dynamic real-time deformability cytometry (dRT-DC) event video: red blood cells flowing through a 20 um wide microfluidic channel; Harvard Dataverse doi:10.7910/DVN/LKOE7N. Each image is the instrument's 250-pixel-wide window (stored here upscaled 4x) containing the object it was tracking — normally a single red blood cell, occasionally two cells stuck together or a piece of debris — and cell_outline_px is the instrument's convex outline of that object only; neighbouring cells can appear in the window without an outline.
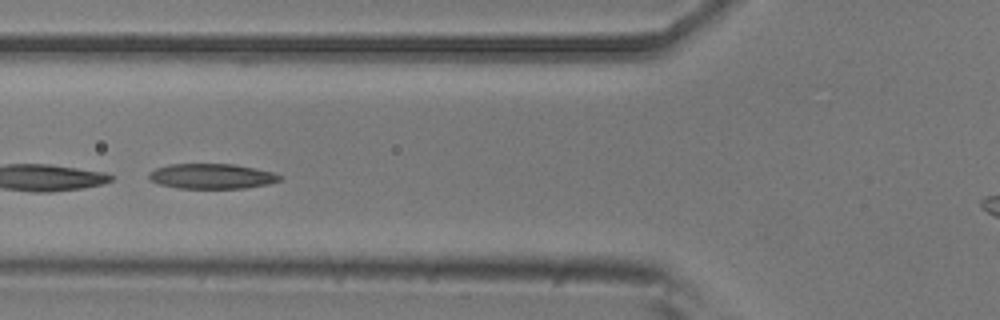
{"species": "common noctule bat (a hibernating species)", "species_latin": "Nyctalus noctula", "temperature_condition": "room temperature", "stored_images_in_passage": 8, "camera_frame_rate_fps": 3000, "um_per_image_px": 0.085, "animal": {"sex": "male", "body_mass_g": 20.5, "forearm_length_mm": 52.5}, "frame": {"image": 1, "passage_image": 5, "time_ms": 1.333, "image_size_px": [1000, 320], "cell_outline_px": [[280, 180], [268, 184], [244, 188], [180, 188], [160, 184], [148, 180], [148, 172], [156, 168], [168, 164], [232, 164], [272, 172], [280, 176]], "centroid_in_image_um": [17.93, 14.98], "position_along_channel_um": 107.9, "area_um2": 18.96}}
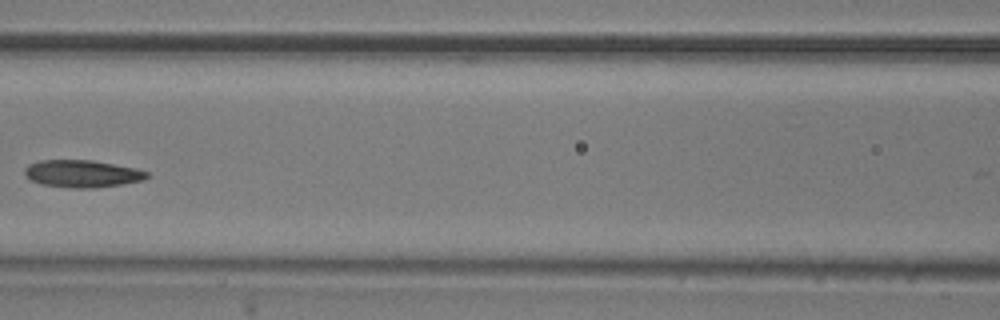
{"frame": {"image": 2, "passage_image": 6, "time_ms": 1.667, "image_size_px": [1000, 320], "cell_outline_px": [[152, 176], [144, 180], [96, 188], [68, 188], [40, 184], [28, 180], [24, 176], [24, 168], [28, 164], [40, 160], [92, 160], [136, 168], [148, 172]], "centroid_in_image_um": [6.95, 14.77], "position_along_channel_um": 159.6, "area_um2": 19.83}}
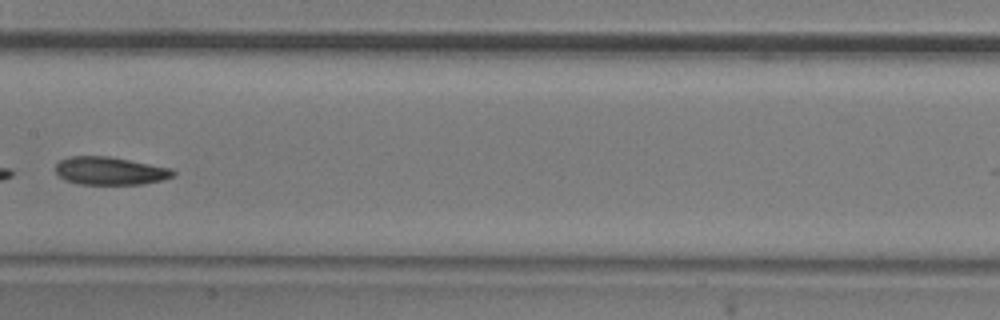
{"frame": {"image": 3, "passage_image": 7, "time_ms": 2.0, "image_size_px": [1000, 320], "cell_outline_px": [[176, 176], [144, 184], [76, 184], [64, 180], [56, 172], [56, 164], [60, 160], [72, 156], [108, 156], [172, 168], [176, 172]], "centroid_in_image_um": [9.37, 14.53], "position_along_channel_um": 198.0, "area_um2": 19.19}}